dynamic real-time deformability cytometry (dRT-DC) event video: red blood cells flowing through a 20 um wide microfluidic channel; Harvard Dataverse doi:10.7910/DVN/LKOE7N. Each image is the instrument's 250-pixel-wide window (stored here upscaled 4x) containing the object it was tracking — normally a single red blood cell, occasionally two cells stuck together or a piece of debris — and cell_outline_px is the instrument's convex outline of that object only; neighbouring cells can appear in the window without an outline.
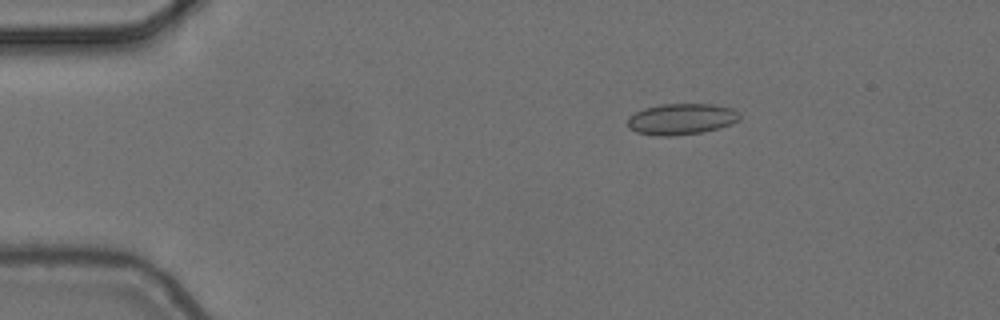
{"species": "common noctule bat (a hibernating species)", "species_latin": "Nyctalus noctula", "temperature_condition": "cold", "stored_images_in_passage": 5, "camera_frame_rate_fps": 3000, "um_per_image_px": 0.085, "animal": {"sex": "female", "body_mass_g": 24.6, "forearm_length_mm": 56.2}, "frame": {"image": 1, "passage_image": 3, "time_ms": 0.667, "image_size_px": [1000, 320], "cell_outline_px": [[740, 120], [732, 124], [720, 128], [704, 132], [672, 136], [656, 136], [636, 132], [628, 128], [628, 116], [644, 108], [660, 104], [712, 104], [732, 108], [740, 112]], "centroid_in_image_um": [57.94, 10.12], "position_along_channel_um": 27.1, "area_um2": 20.63}}